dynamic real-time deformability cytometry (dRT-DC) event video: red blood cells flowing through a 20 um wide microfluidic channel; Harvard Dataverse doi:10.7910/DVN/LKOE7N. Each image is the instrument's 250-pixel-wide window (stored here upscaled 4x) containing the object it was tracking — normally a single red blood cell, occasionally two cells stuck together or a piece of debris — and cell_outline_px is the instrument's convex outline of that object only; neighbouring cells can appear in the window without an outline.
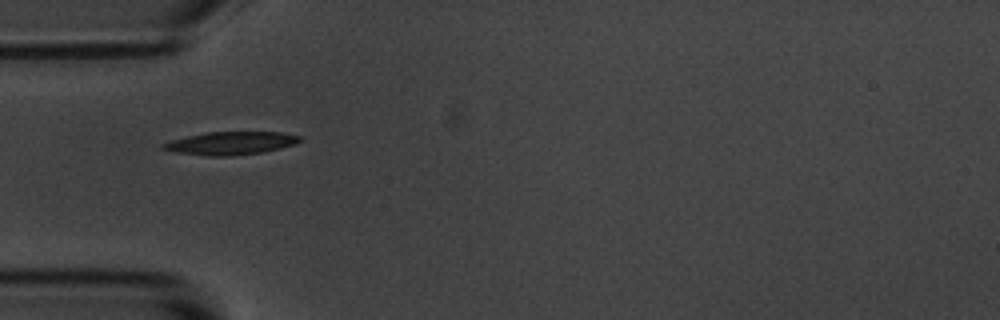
{"species": "common noctule bat (a hibernating species)", "species_latin": "Nyctalus noctula", "temperature_condition": "room temperature", "stored_images_in_passage": 11, "camera_frame_rate_fps": 3000, "um_per_image_px": 0.085, "animal": {"sex": "male", "body_mass_g": 20.1, "forearm_length_mm": 53.5}, "frame": {"image": 1, "passage_image": 1, "time_ms": 0.0, "image_size_px": [1000, 320], "cell_outline_px": [[300, 140], [296, 144], [280, 148], [260, 152], [232, 156], [208, 156], [176, 152], [160, 148], [160, 144], [172, 140], [204, 132], [280, 132], [300, 136]], "centroid_in_image_um": [19.58, 12.17], "position_along_channel_um": 65.4, "area_um2": 18.21}}
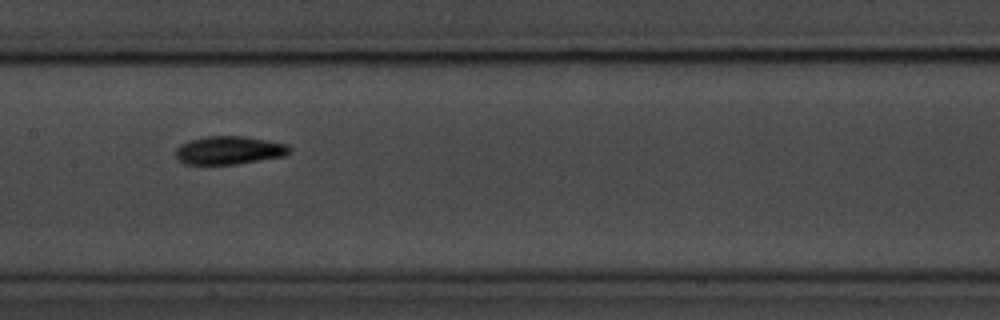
{"frame": {"image": 2, "passage_image": 4, "time_ms": 3.333, "image_size_px": [1000, 320], "cell_outline_px": [[292, 152], [284, 156], [236, 164], [184, 164], [176, 156], [176, 148], [180, 144], [188, 140], [204, 136], [244, 136], [268, 140], [288, 144], [292, 148]], "centroid_in_image_um": [19.5, 12.76], "position_along_channel_um": 187.9, "area_um2": 18.9}}
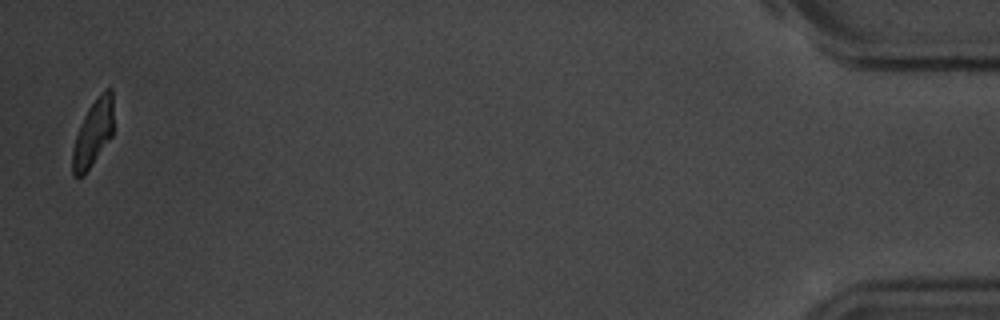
{"frame": {"image": 3, "passage_image": 11, "time_ms": 12.333, "image_size_px": [1000, 320], "cell_outline_px": [[112, 136], [84, 176], [72, 176], [72, 148], [80, 124], [88, 108], [100, 92], [104, 88], [112, 88]], "centroid_in_image_um": [7.9, 11.32], "position_along_channel_um": 427.3, "area_um2": 15.9}, "authors_computed_cell_mechanics": {"area_um2": 18.207, "velocity_mm_per_s": 3.6786, "shape_relaxation_time_tau1_ms": 3.8228, "shape_relaxation_time_tau2_ms": 3.1861, "deformation_change_tau1": 0.1336, "deformation_change_tau2": 0.0866}}